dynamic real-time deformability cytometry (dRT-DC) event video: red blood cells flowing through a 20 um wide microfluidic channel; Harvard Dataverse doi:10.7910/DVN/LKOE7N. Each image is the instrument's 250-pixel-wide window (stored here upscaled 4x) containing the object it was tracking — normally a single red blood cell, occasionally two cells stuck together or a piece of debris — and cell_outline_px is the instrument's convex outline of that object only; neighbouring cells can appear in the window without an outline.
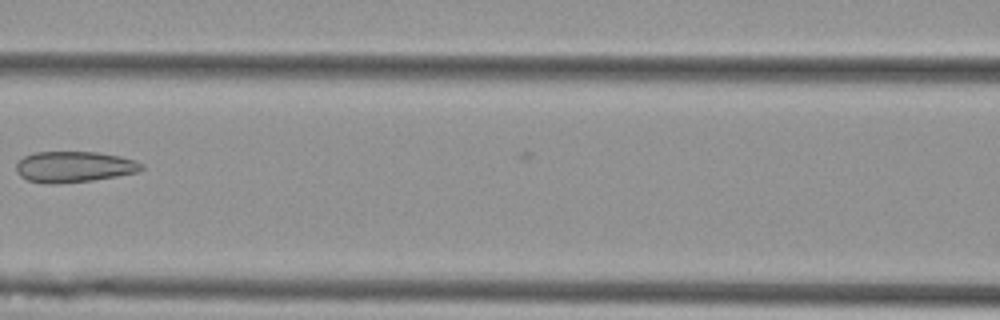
{"species": "Egyptian fruit bat (a non-hibernating species)", "species_latin": "Rousettus aegyptiacus", "temperature_condition": "cold", "stored_images_in_passage": 9, "camera_frame_rate_fps": 3000, "um_per_image_px": 0.085, "animal": {"sex": "female"}, "frame": {"image": 1, "passage_image": 8, "time_ms": 2.333, "image_size_px": [1000, 320], "cell_outline_px": [[144, 168], [136, 172], [116, 176], [92, 180], [48, 184], [28, 180], [20, 176], [16, 172], [16, 164], [24, 156], [32, 152], [100, 152], [120, 156], [136, 160], [144, 164]], "centroid_in_image_um": [6.29, 14.16], "position_along_channel_um": 160.3, "area_um2": 22.6}}